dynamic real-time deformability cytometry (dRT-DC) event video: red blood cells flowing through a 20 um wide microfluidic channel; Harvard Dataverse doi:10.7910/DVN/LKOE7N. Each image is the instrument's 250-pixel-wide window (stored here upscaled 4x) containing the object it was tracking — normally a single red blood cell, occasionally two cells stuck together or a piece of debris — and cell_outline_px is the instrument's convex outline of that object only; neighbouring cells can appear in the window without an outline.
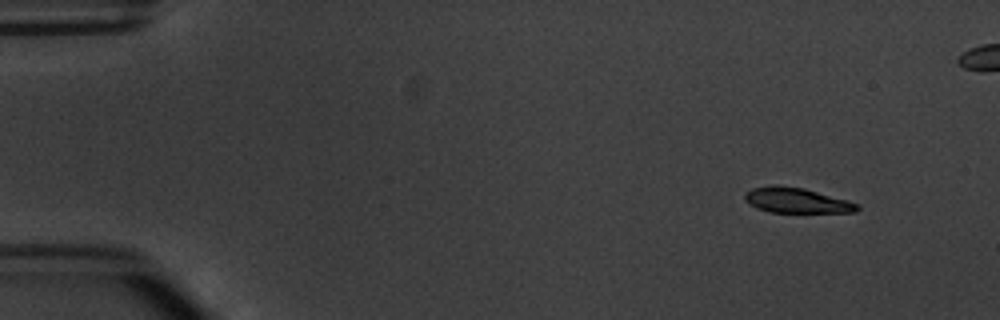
{"species": "common noctule bat (a hibernating species)", "species_latin": "Nyctalus noctula", "temperature_condition": "warm", "stored_images_in_passage": 4, "camera_frame_rate_fps": 3000, "um_per_image_px": 0.085, "animal": {"sex": "male", "body_mass_g": 20.1, "forearm_length_mm": 53.5}, "frame": {"image": 1, "passage_image": 1, "time_ms": 0.0, "image_size_px": [1000, 320], "cell_outline_px": [[860, 208], [856, 212], [768, 212], [756, 208], [748, 204], [744, 200], [744, 192], [752, 188], [776, 184], [804, 188], [848, 200], [860, 204]], "centroid_in_image_um": [67.67, 17.03], "position_along_channel_um": 17.3, "area_um2": 16.76}}